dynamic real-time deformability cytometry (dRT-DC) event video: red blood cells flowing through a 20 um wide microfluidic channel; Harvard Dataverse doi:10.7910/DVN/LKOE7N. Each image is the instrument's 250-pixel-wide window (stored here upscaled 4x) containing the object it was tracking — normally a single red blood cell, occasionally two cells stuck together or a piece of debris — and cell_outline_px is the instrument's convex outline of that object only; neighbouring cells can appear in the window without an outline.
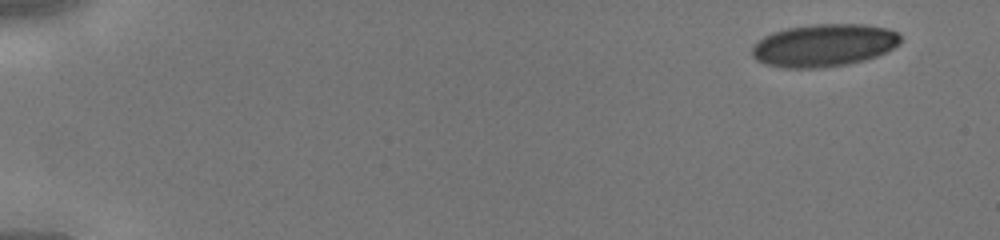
{"species": "human", "species_latin": "Homo sapiens", "temperature_condition": "cold", "stored_images_in_passage": 43, "camera_frame_rate_fps": 3000, "um_per_image_px": 0.085, "donor": {"sex": "male"}, "frame": {"image": 1, "passage_image": 1, "time_ms": 0.0, "image_size_px": [1000, 240], "cell_outline_px": [[900, 44], [876, 56], [864, 60], [848, 64], [816, 68], [784, 68], [764, 64], [756, 60], [752, 56], [752, 44], [764, 36], [772, 32], [788, 28], [812, 24], [864, 24], [888, 28], [896, 32], [900, 36]], "centroid_in_image_um": [69.99, 3.85], "position_along_channel_um": 15.0, "area_um2": 36.99}}
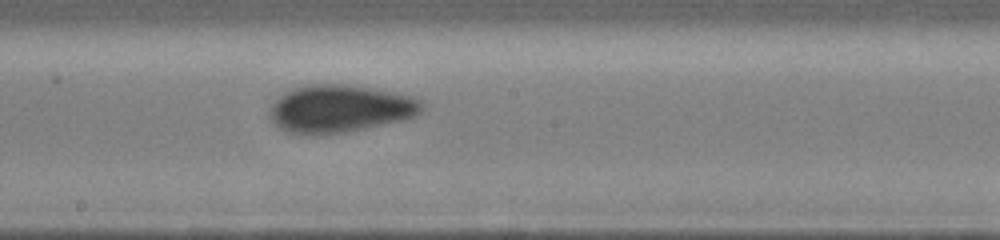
{"frame": {"image": 2, "passage_image": 24, "time_ms": 7.667, "image_size_px": [1000, 240], "cell_outline_px": [[424, 108], [416, 116], [404, 120], [344, 132], [288, 132], [280, 128], [272, 120], [272, 104], [276, 96], [292, 88], [308, 84], [344, 84], [372, 88], [396, 92], [412, 96], [420, 100], [424, 104]], "centroid_in_image_um": [28.95, 9.19], "position_along_channel_um": 219.3, "area_um2": 41.62}}
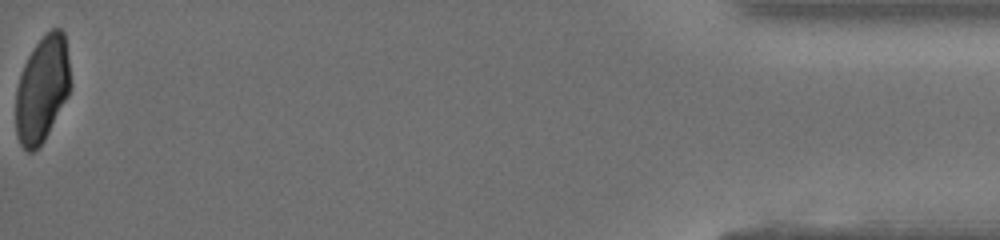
{"frame": {"image": 3, "passage_image": 43, "time_ms": 14.0, "image_size_px": [1000, 240], "cell_outline_px": [[72, 84], [68, 96], [44, 140], [32, 152], [28, 152], [20, 144], [16, 136], [16, 88], [24, 64], [32, 48], [52, 28], [60, 28], [64, 32], [68, 56]], "centroid_in_image_um": [3.59, 7.57], "position_along_channel_um": 431.6, "area_um2": 33.81}}